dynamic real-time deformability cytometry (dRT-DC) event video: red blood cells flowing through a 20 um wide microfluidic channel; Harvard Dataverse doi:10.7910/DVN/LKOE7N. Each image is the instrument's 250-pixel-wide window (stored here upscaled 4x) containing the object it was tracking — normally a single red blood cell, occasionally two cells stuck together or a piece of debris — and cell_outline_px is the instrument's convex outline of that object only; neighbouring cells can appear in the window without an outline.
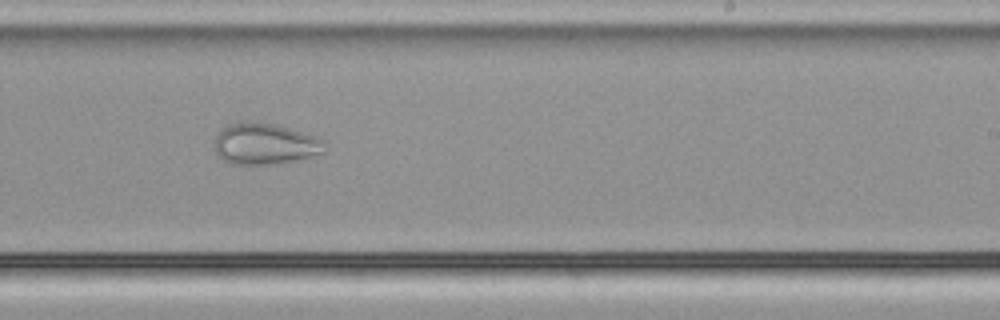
{"species": "common noctule bat (a hibernating species)", "species_latin": "Nyctalus noctula", "temperature_condition": "cold", "stored_images_in_passage": 47, "camera_frame_rate_fps": 3000, "um_per_image_px": 0.085, "animal": {"sex": "male", "body_mass_g": 21.5, "forearm_length_mm": 52.0}, "frame": {"image": 1, "passage_image": 27, "time_ms": 8.667, "image_size_px": [1000, 320], "cell_outline_px": [[328, 148], [324, 152], [312, 156], [272, 164], [228, 164], [216, 152], [216, 136], [220, 128], [228, 124], [240, 120], [244, 120], [276, 124], [316, 136], [324, 140]], "centroid_in_image_um": [22.52, 12.2], "position_along_channel_um": 266.5, "area_um2": 26.7}}
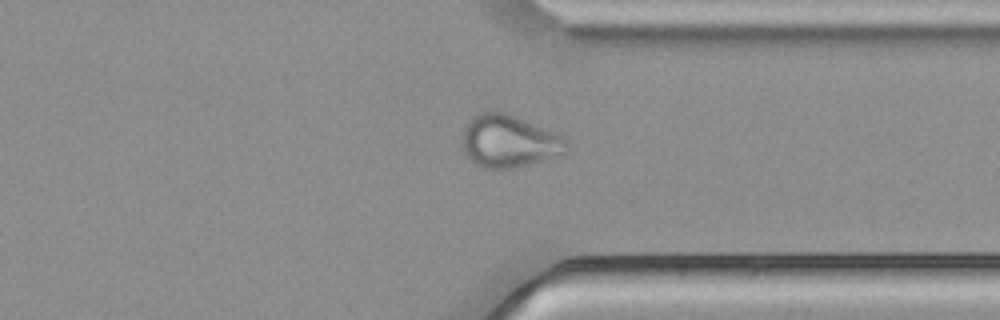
{"frame": {"image": 2, "passage_image": 35, "time_ms": 11.333, "image_size_px": [1000, 320], "cell_outline_px": [[568, 152], [528, 164], [512, 168], [480, 168], [468, 156], [464, 148], [464, 128], [468, 120], [472, 116], [484, 112], [508, 112], [560, 136], [568, 140]], "centroid_in_image_um": [43.26, 12.0], "position_along_channel_um": 368.1, "area_um2": 31.27}}
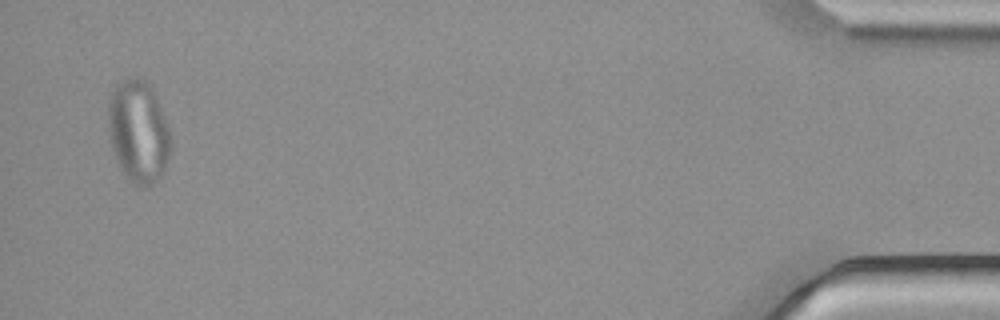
{"frame": {"image": 3, "passage_image": 46, "time_ms": 15.0, "image_size_px": [1000, 320], "cell_outline_px": [[172, 144], [164, 172], [152, 184], [144, 188], [132, 184], [124, 176], [116, 160], [112, 148], [108, 132], [108, 104], [112, 92], [116, 84], [128, 76], [136, 76], [144, 80], [152, 88], [156, 96], [168, 124], [172, 140]], "centroid_in_image_um": [11.76, 11.19], "position_along_channel_um": 423.4, "area_um2": 37.97}}